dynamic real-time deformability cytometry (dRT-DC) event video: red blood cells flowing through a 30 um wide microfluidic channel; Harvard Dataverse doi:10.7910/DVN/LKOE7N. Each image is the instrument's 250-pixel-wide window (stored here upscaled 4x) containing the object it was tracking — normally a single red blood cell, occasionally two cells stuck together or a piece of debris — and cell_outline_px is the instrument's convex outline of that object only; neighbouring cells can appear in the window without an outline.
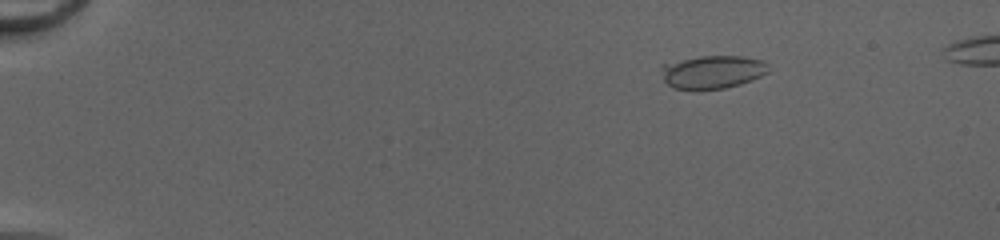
{"species": "common noctule bat (a hibernating species)", "species_latin": "Nyctalus noctula", "temperature_condition": "cold", "stored_images_in_passage": 51, "camera_frame_rate_fps": 3000, "um_per_image_px": 0.085, "animal": {"sex": "female", "body_mass_g": 20.0, "forearm_length_mm": 54.0}, "frame": {"image": 1, "passage_image": 9, "time_ms": 2.667, "image_size_px": [1000, 240], "cell_outline_px": [[768, 72], [752, 80], [740, 84], [724, 88], [672, 88], [664, 80], [660, 68], [660, 64], [700, 56], [740, 56], [764, 60], [768, 64]], "centroid_in_image_um": [60.56, 6.09], "position_along_channel_um": 24.4, "area_um2": 20.52}}
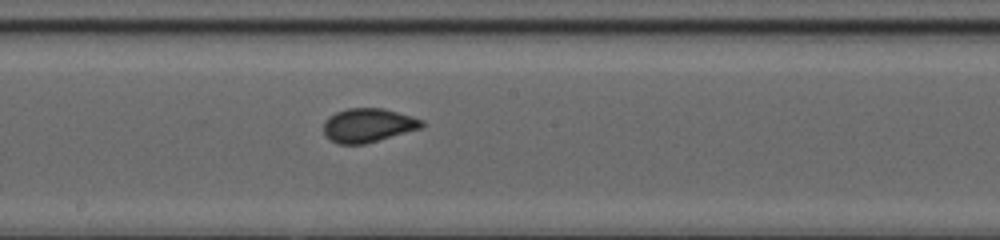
{"frame": {"image": 2, "passage_image": 31, "time_ms": 10.0, "image_size_px": [1000, 240], "cell_outline_px": [[424, 124], [420, 128], [364, 144], [336, 144], [328, 140], [324, 136], [324, 120], [328, 116], [336, 112], [348, 108], [384, 108], [412, 116], [424, 120]], "centroid_in_image_um": [31.23, 10.65], "position_along_channel_um": 217.0, "area_um2": 19.48}}
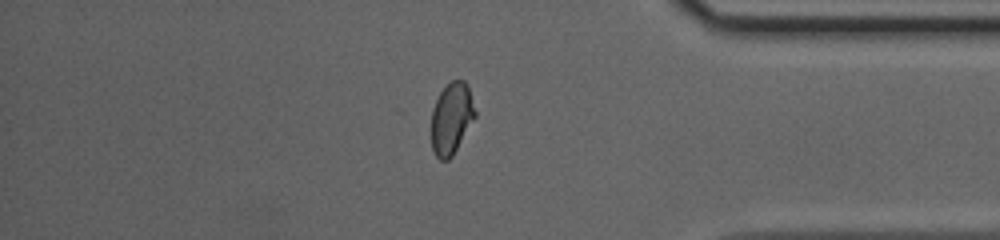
{"frame": {"image": 3, "passage_image": 45, "time_ms": 14.667, "image_size_px": [1000, 240], "cell_outline_px": [[476, 116], [452, 156], [448, 160], [440, 160], [436, 156], [432, 148], [432, 108], [440, 92], [452, 80], [464, 80], [468, 88], [476, 112]], "centroid_in_image_um": [38.37, 10.07], "position_along_channel_um": 396.8, "area_um2": 17.98}, "authors_computed_cell_mechanics": {"area_um2": 19.5942, "velocity_mm_per_s": 4.226, "shape_relaxation_time_tau1_ms": 5.4239, "shape_relaxation_time_tau2_ms": null, "deformation_change_tau1": 0.1345, "deformation_change_tau2": null}}